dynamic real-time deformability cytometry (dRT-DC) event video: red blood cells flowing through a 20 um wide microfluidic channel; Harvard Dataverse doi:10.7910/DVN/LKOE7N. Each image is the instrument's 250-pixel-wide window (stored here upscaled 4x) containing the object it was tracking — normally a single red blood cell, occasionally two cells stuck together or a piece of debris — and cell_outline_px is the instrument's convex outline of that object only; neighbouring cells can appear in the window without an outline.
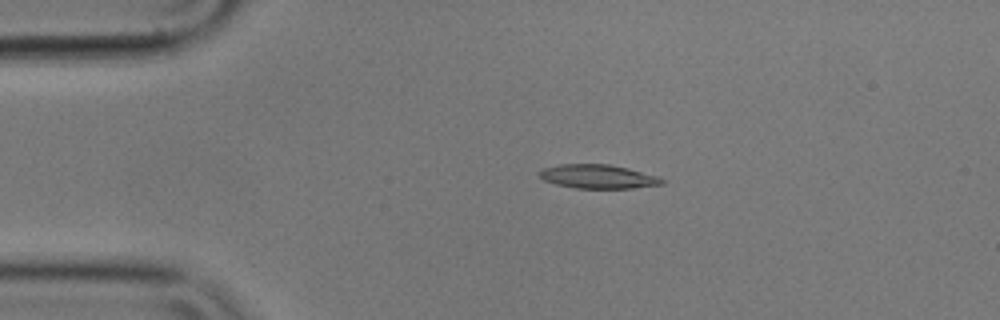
{"species": "common noctule bat (a hibernating species)", "species_latin": "Nyctalus noctula", "temperature_condition": "cold", "stored_images_in_passage": 5, "camera_frame_rate_fps": 3000, "um_per_image_px": 0.085, "animal": {"sex": "male", "body_mass_g": 17.9}, "frame": {"image": 1, "passage_image": 4, "time_ms": 1.0, "image_size_px": [1000, 320], "cell_outline_px": [[664, 184], [632, 188], [576, 188], [556, 184], [544, 180], [536, 172], [544, 168], [560, 164], [608, 164], [628, 168], [660, 176], [664, 180]], "centroid_in_image_um": [50.85, 15.0], "position_along_channel_um": 34.2, "area_um2": 17.11}}